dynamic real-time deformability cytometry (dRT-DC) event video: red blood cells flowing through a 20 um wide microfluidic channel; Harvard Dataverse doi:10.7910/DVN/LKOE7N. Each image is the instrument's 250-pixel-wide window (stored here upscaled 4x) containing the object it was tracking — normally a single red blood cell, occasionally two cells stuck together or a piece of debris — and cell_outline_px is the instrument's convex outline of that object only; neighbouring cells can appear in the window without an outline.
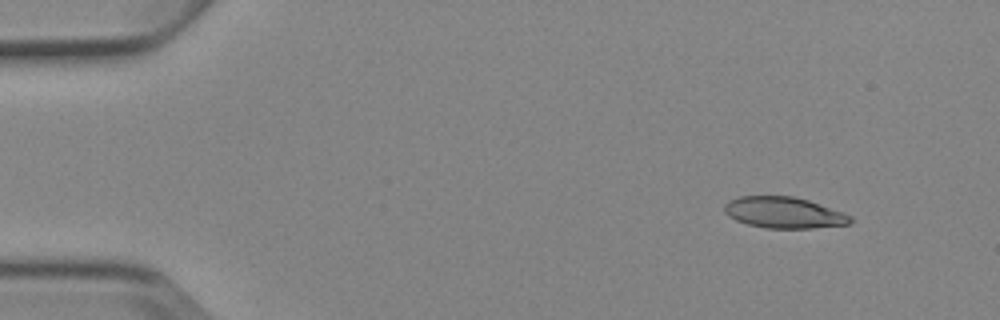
{"species": "Egyptian fruit bat (a non-hibernating species)", "species_latin": "Rousettus aegyptiacus", "temperature_condition": "cold", "stored_images_in_passage": 4, "camera_frame_rate_fps": 3000, "um_per_image_px": 0.085, "animal": {"sex": "female"}, "frame": {"image": 1, "passage_image": 2, "time_ms": 1.0, "image_size_px": [1000, 320], "cell_outline_px": [[852, 220], [848, 224], [812, 228], [764, 228], [748, 224], [736, 220], [728, 216], [724, 212], [724, 204], [728, 200], [740, 196], [792, 196], [808, 200], [844, 212], [852, 216]], "centroid_in_image_um": [66.61, 18.07], "position_along_channel_um": 18.4, "area_um2": 22.95}}